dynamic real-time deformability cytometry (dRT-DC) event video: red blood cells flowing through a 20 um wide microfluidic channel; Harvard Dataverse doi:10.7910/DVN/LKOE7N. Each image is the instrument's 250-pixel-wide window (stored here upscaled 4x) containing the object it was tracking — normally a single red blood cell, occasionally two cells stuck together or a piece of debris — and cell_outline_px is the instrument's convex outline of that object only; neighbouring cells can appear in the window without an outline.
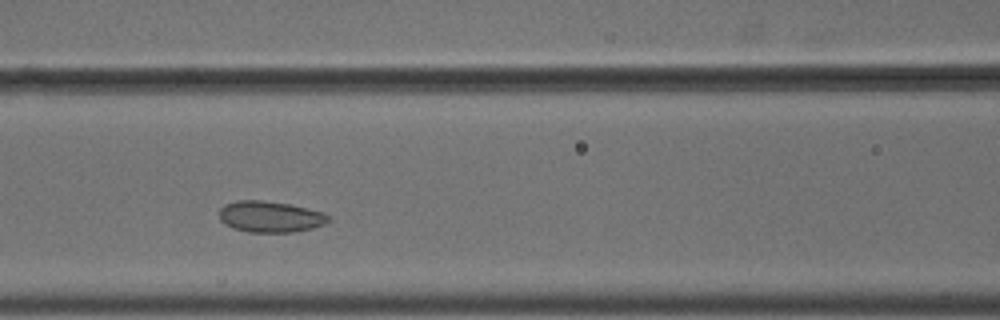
{"species": "common noctule bat (a hibernating species)", "species_latin": "Nyctalus noctula", "temperature_condition": "cold", "stored_images_in_passage": 14, "camera_frame_rate_fps": 3000, "um_per_image_px": 0.085, "animal": {"sex": "male", "body_mass_g": 18.8}, "frame": {"image": 1, "passage_image": 8, "time_ms": 2.333, "image_size_px": [1000, 320], "cell_outline_px": [[332, 220], [324, 224], [312, 228], [292, 232], [248, 232], [232, 228], [224, 224], [220, 220], [220, 208], [224, 204], [236, 200], [264, 200], [288, 204], [324, 212], [332, 216]], "centroid_in_image_um": [22.98, 18.42], "position_along_channel_um": 143.6, "area_um2": 20.06}}
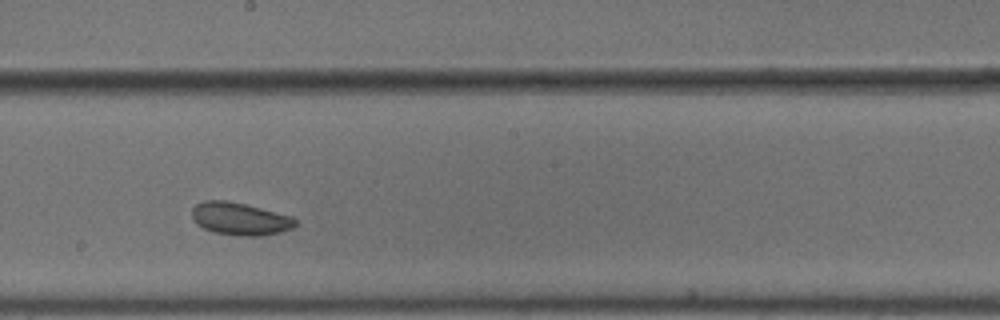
{"frame": {"image": 2, "passage_image": 10, "time_ms": 3.0, "image_size_px": [1000, 320], "cell_outline_px": [[296, 224], [292, 228], [280, 232], [260, 236], [244, 236], [212, 232], [196, 224], [192, 220], [192, 208], [196, 204], [204, 200], [228, 200], [292, 216], [296, 220]], "centroid_in_image_um": [20.36, 18.59], "position_along_channel_um": 227.8, "area_um2": 19.65}}
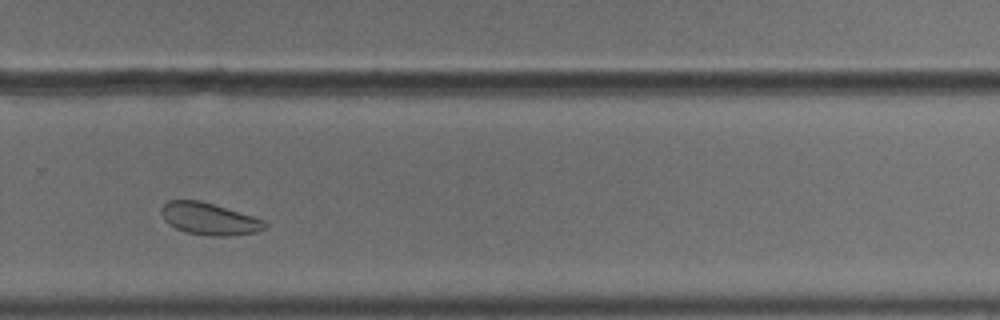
{"frame": {"image": 3, "passage_image": 12, "time_ms": 3.667, "image_size_px": [1000, 320], "cell_outline_px": [[268, 224], [264, 228], [256, 232], [228, 236], [208, 236], [184, 232], [168, 224], [164, 220], [160, 212], [160, 208], [168, 200], [200, 200], [252, 216], [264, 220]], "centroid_in_image_um": [17.74, 18.6], "position_along_channel_um": 312.1, "area_um2": 19.36}}